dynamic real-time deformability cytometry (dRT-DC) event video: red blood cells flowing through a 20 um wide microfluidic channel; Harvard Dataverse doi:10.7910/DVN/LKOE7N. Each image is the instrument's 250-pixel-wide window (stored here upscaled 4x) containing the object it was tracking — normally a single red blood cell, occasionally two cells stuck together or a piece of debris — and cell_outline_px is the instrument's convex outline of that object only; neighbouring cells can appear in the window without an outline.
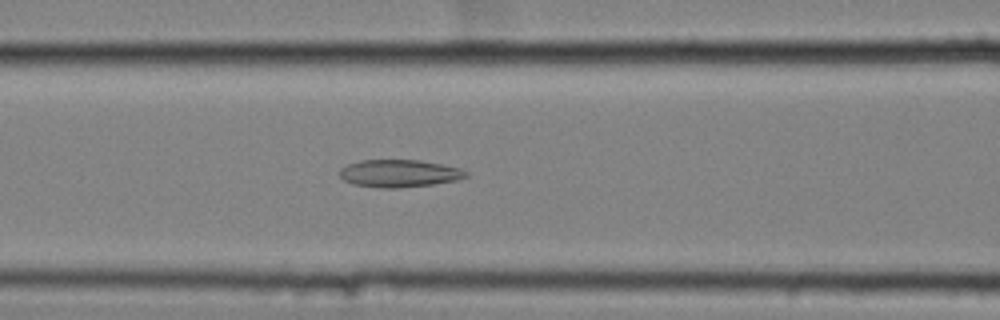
{"species": "common noctule bat (a hibernating species)", "species_latin": "Nyctalus noctula", "temperature_condition": "cold", "stored_images_in_passage": 58, "camera_frame_rate_fps": 3000, "um_per_image_px": 0.085, "animal": {"sex": "female", "body_mass_g": 25.1}, "frame": {"image": 1, "passage_image": 26, "time_ms": 8.333, "image_size_px": [1000, 320], "cell_outline_px": [[468, 176], [456, 180], [432, 184], [396, 188], [384, 188], [352, 184], [344, 180], [340, 176], [340, 168], [348, 164], [360, 160], [420, 160], [460, 168], [468, 172]], "centroid_in_image_um": [33.92, 14.73], "position_along_channel_um": 132.7, "area_um2": 20.11}}
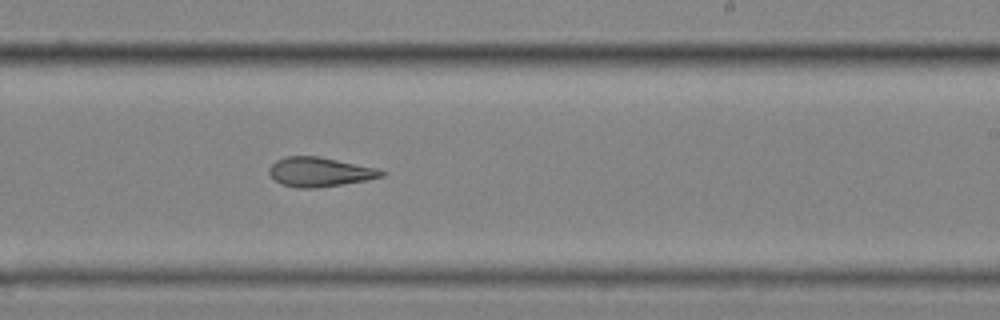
{"frame": {"image": 2, "passage_image": 37, "time_ms": 12.0, "image_size_px": [1000, 320], "cell_outline_px": [[388, 172], [384, 176], [368, 180], [316, 188], [296, 188], [280, 184], [268, 172], [268, 168], [276, 160], [288, 156], [316, 156], [376, 168]], "centroid_in_image_um": [27.17, 14.63], "position_along_channel_um": 261.8, "area_um2": 19.13}}
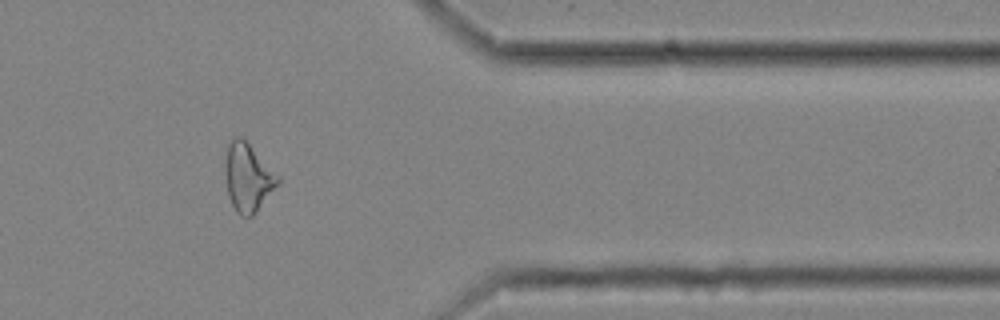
{"frame": {"image": 3, "passage_image": 49, "time_ms": 16.0, "image_size_px": [1000, 320], "cell_outline_px": [[280, 184], [256, 212], [252, 216], [240, 216], [236, 212], [228, 196], [224, 172], [224, 164], [228, 144], [236, 136], [240, 136], [280, 176]], "centroid_in_image_um": [21.07, 15.12], "position_along_channel_um": 390.3, "area_um2": 20.98}, "authors_computed_cell_mechanics": {"area_um2": 22.1085, "velocity_mm_per_s": 3.5275, "shape_relaxation_time_tau1_ms": null, "shape_relaxation_time_tau2_ms": 3.7704, "deformation_change_tau1": null, "deformation_change_tau2": 0.1173}}